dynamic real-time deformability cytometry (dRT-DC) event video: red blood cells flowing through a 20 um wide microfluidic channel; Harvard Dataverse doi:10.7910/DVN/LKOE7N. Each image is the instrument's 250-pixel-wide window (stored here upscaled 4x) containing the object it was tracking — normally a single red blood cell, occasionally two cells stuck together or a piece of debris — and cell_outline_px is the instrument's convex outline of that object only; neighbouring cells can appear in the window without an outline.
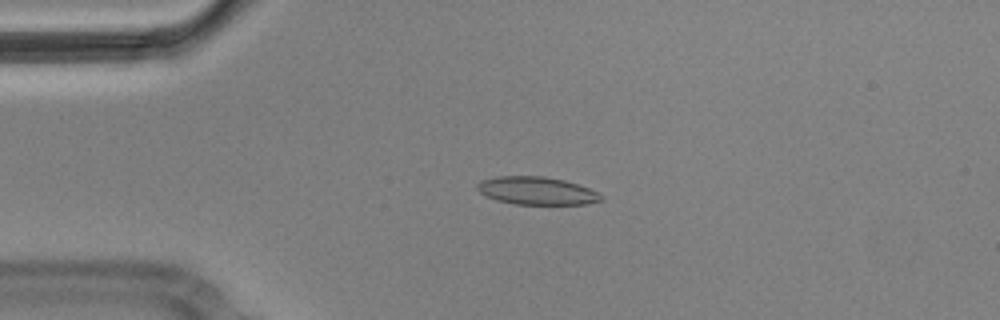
{"species": "Egyptian fruit bat (a non-hibernating species)", "species_latin": "Rousettus aegyptiacus", "temperature_condition": "cold", "stored_images_in_passage": 4, "camera_frame_rate_fps": 3000, "um_per_image_px": 0.085, "animal": {"sex": "male"}, "frame": {"image": 1, "passage_image": 2, "time_ms": 0.333, "image_size_px": [1000, 320], "cell_outline_px": [[604, 200], [588, 204], [516, 204], [496, 200], [480, 192], [476, 188], [476, 184], [480, 180], [496, 176], [544, 176], [564, 180], [600, 192], [604, 196]], "centroid_in_image_um": [45.64, 16.21], "position_along_channel_um": 39.4, "area_um2": 20.23}}